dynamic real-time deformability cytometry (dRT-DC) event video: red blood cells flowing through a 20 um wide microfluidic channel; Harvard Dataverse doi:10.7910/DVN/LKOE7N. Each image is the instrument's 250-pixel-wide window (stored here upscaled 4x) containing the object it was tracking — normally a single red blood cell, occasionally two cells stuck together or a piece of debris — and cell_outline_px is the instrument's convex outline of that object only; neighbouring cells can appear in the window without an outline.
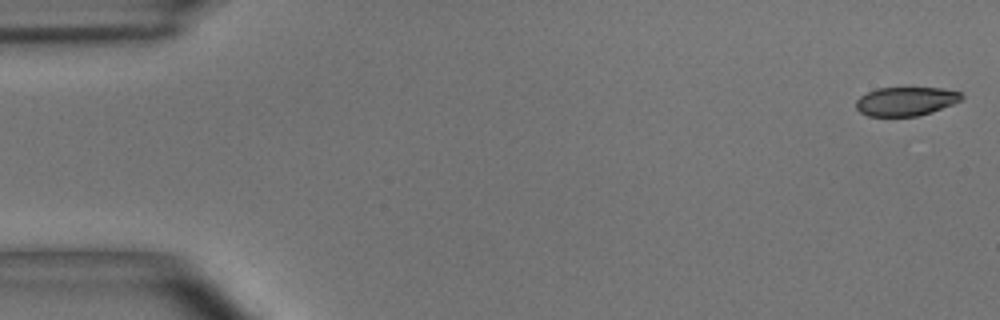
{"species": "common noctule bat (a hibernating species)", "species_latin": "Nyctalus noctula", "temperature_condition": "room temperature", "stored_images_in_passage": 35, "camera_frame_rate_fps": 3000, "um_per_image_px": 0.085, "animal": {"sex": "male", "body_mass_g": 15.6}, "frame": {"image": 1, "passage_image": 1, "time_ms": 0.0, "image_size_px": [1000, 320], "cell_outline_px": [[964, 96], [960, 100], [952, 104], [932, 112], [916, 116], [868, 116], [860, 112], [856, 108], [856, 100], [860, 96], [876, 88], [944, 88], [960, 92]], "centroid_in_image_um": [76.98, 8.61], "position_along_channel_um": 8.0, "area_um2": 17.69}}
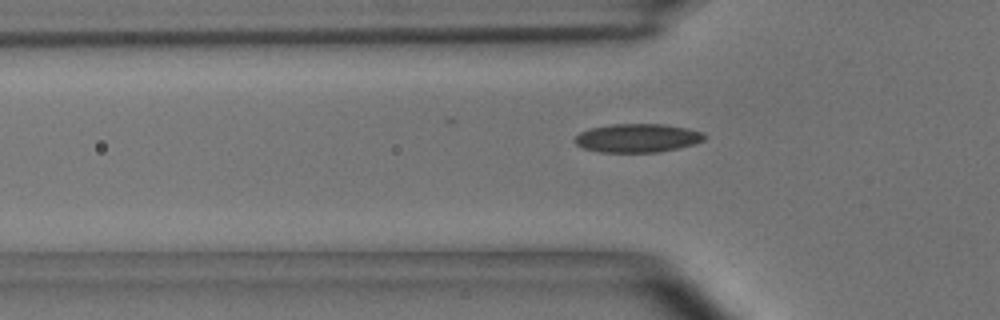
{"frame": {"image": 2, "passage_image": 17, "time_ms": 5.333, "image_size_px": [1000, 320], "cell_outline_px": [[708, 136], [704, 140], [696, 144], [660, 152], [600, 152], [584, 148], [576, 144], [572, 140], [580, 132], [592, 128], [612, 124], [664, 124], [684, 128], [700, 132]], "centroid_in_image_um": [54.18, 11.74], "position_along_channel_um": 71.6, "area_um2": 21.56}}
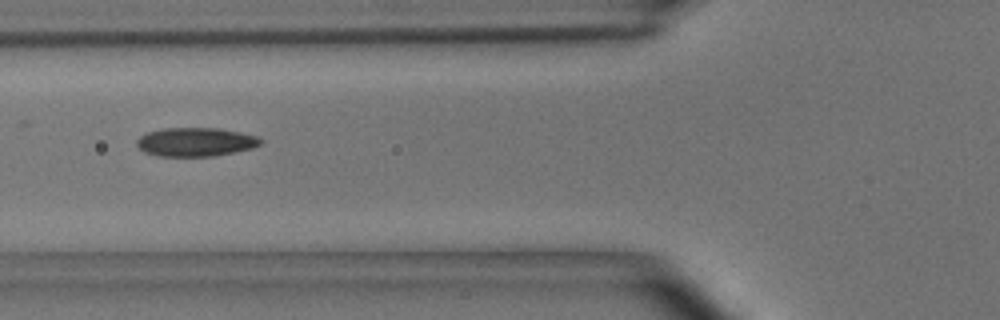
{"frame": {"image": 3, "passage_image": 20, "time_ms": 6.333, "image_size_px": [1000, 320], "cell_outline_px": [[264, 144], [252, 148], [236, 152], [216, 156], [156, 156], [144, 152], [136, 144], [136, 140], [140, 136], [148, 132], [164, 128], [220, 128], [240, 132], [256, 136], [264, 140]], "centroid_in_image_um": [16.66, 12.07], "position_along_channel_um": 109.1, "area_um2": 20.98}}